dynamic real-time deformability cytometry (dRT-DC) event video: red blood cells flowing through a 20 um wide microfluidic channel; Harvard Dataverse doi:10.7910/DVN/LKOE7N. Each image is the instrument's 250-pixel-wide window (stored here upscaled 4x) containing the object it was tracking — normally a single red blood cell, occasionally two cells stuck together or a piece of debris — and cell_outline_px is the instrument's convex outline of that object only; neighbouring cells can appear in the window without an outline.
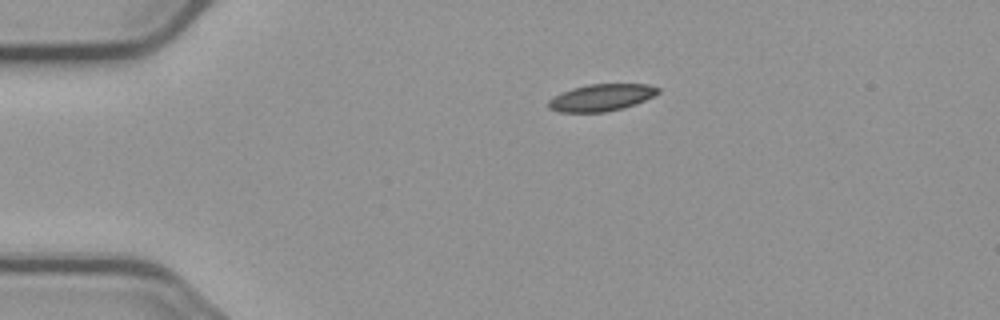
{"species": "common noctule bat (a hibernating species)", "species_latin": "Nyctalus noctula", "temperature_condition": "cold", "stored_images_in_passage": 3, "camera_frame_rate_fps": 3000, "um_per_image_px": 0.085, "animal": {"sex": "male", "body_mass_g": 23.1, "forearm_length_mm": 52.7}, "frame": {"image": 1, "passage_image": 3, "time_ms": 2.333, "image_size_px": [1000, 320], "cell_outline_px": [[660, 92], [644, 100], [624, 108], [604, 112], [560, 112], [548, 108], [548, 100], [560, 92], [572, 88], [588, 84], [648, 84], [660, 88]], "centroid_in_image_um": [51.09, 8.29], "position_along_channel_um": 33.9, "area_um2": 17.22}}